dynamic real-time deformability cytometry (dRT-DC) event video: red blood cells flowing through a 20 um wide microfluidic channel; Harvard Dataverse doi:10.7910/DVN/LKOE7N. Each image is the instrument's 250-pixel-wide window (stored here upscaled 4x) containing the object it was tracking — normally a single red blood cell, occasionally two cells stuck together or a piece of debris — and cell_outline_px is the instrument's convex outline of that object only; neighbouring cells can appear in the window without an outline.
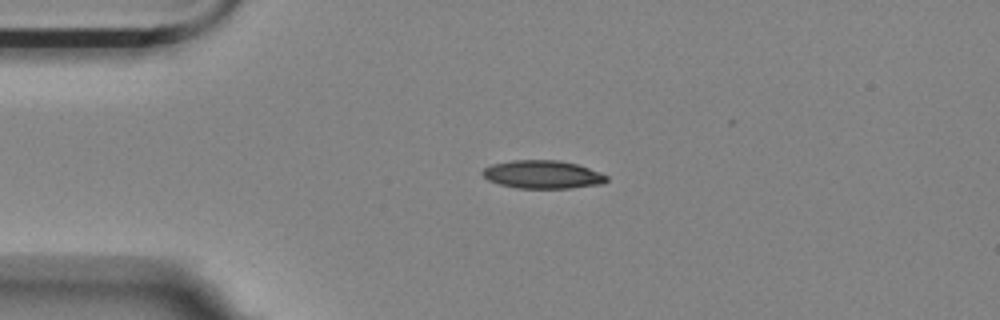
{"species": "Egyptian fruit bat (a non-hibernating species)", "species_latin": "Rousettus aegyptiacus", "temperature_condition": "room temperature", "stored_images_in_passage": 3, "camera_frame_rate_fps": 3000, "um_per_image_px": 0.085, "animal": {"sex": "female"}, "frame": {"image": 1, "passage_image": 2, "time_ms": 2.333, "image_size_px": [1000, 320], "cell_outline_px": [[608, 180], [604, 184], [572, 188], [516, 188], [500, 184], [488, 180], [480, 172], [484, 168], [492, 164], [512, 160], [560, 160], [576, 164], [600, 172], [608, 176]], "centroid_in_image_um": [46.14, 14.83], "position_along_channel_um": 38.9, "area_um2": 20.46}}